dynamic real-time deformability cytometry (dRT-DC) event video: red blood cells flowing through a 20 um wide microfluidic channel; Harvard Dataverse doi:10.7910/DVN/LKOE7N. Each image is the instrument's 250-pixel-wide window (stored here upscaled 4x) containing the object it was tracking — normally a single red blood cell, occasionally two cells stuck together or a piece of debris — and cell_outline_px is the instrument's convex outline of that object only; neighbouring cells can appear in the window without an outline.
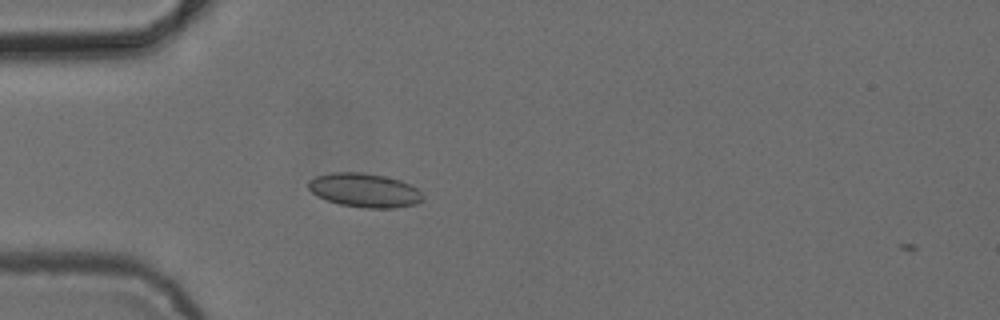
{"species": "common noctule bat (a hibernating species)", "species_latin": "Nyctalus noctula", "temperature_condition": "cold", "stored_images_in_passage": 3, "camera_frame_rate_fps": 3000, "um_per_image_px": 0.085, "animal": {"sex": "female", "body_mass_g": 24.6, "forearm_length_mm": 56.2}, "frame": {"image": 1, "passage_image": 2, "time_ms": 0.333, "image_size_px": [1000, 320], "cell_outline_px": [[424, 200], [416, 204], [396, 208], [364, 208], [340, 204], [328, 200], [312, 192], [308, 188], [308, 180], [316, 176], [332, 172], [364, 172], [384, 176], [400, 180], [416, 188], [424, 196]], "centroid_in_image_um": [31.0, 16.17], "position_along_channel_um": 54.0, "area_um2": 22.66}}